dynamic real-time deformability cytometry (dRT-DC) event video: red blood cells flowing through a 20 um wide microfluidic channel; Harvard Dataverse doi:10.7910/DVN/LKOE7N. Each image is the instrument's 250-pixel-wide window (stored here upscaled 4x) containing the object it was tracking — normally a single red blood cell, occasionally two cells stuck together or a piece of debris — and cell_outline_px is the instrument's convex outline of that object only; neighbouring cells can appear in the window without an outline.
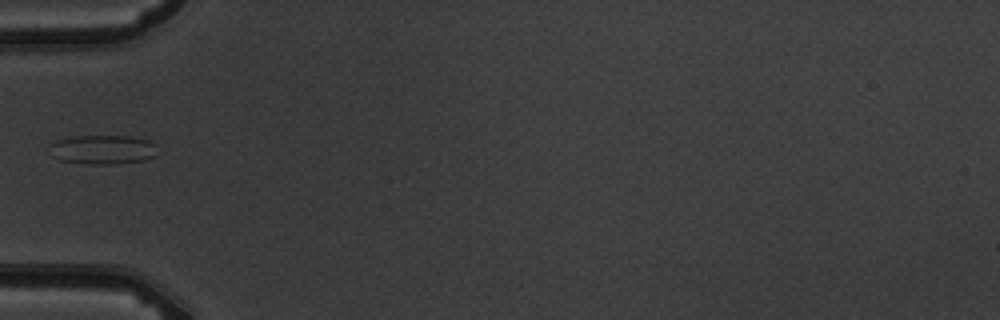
{"species": "common noctule bat (a hibernating species)", "species_latin": "Nyctalus noctula", "temperature_condition": "warm", "stored_images_in_passage": 7, "camera_frame_rate_fps": 3000, "um_per_image_px": 0.085, "animal": {"sex": "male", "body_mass_g": 19.5, "forearm_length_mm": 54.6}, "frame": {"image": 1, "passage_image": 6, "time_ms": 5.667, "image_size_px": [1000, 320], "cell_outline_px": [[156, 156], [144, 160], [116, 164], [88, 164], [60, 160], [52, 156], [48, 144], [56, 140], [76, 136], [128, 136], [148, 140], [156, 144]], "centroid_in_image_um": [8.72, 12.72], "position_along_channel_um": 76.3, "area_um2": 18.5}}
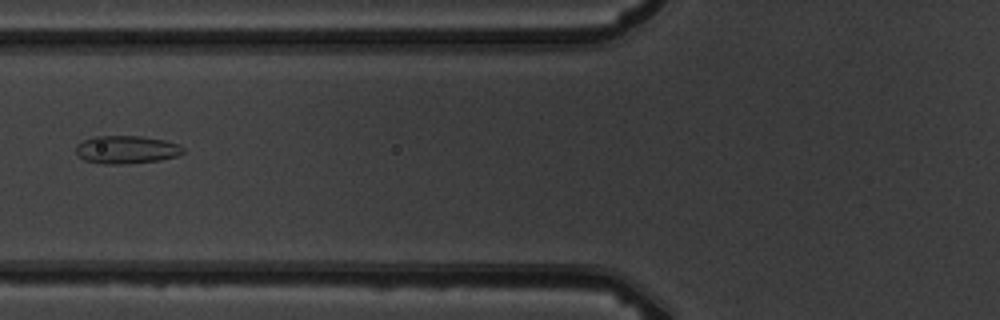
{"frame": {"image": 2, "passage_image": 7, "time_ms": 6.667, "image_size_px": [1000, 320], "cell_outline_px": [[184, 152], [180, 156], [160, 160], [116, 164], [104, 164], [84, 160], [76, 152], [76, 144], [84, 140], [96, 136], [140, 136], [164, 140], [180, 144], [184, 148]], "centroid_in_image_um": [10.78, 12.71], "position_along_channel_um": 115.0, "area_um2": 17.46}}